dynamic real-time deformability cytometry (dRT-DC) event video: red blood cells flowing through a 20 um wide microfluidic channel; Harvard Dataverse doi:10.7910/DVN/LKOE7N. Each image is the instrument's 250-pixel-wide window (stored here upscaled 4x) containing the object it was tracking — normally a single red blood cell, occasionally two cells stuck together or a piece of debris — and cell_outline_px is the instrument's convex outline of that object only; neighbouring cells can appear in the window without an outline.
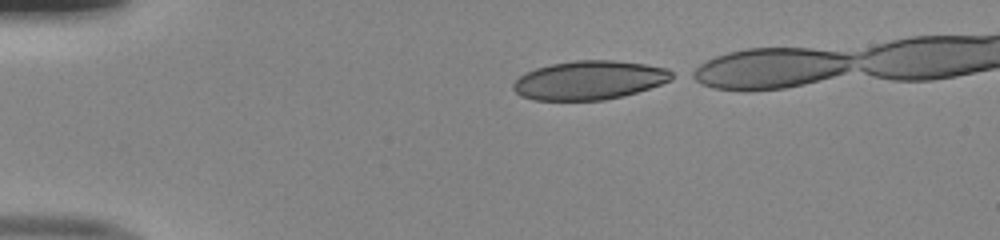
{"species": "human", "species_latin": "Homo sapiens", "temperature_condition": "room temperature", "stored_images_in_passage": 35, "camera_frame_rate_fps": 3000, "um_per_image_px": 0.085, "donor": {"sex": "male"}, "frame": {"image": 1, "passage_image": 1, "time_ms": 0.0, "image_size_px": [1000, 240], "cell_outline_px": [[680, 76], [672, 80], [624, 96], [604, 100], [536, 100], [520, 96], [512, 88], [512, 84], [524, 72], [536, 68], [552, 64], [576, 60], [616, 60], [644, 64], [668, 68], [676, 72]], "centroid_in_image_um": [50.14, 6.81], "position_along_channel_um": 34.9, "area_um2": 36.24}}
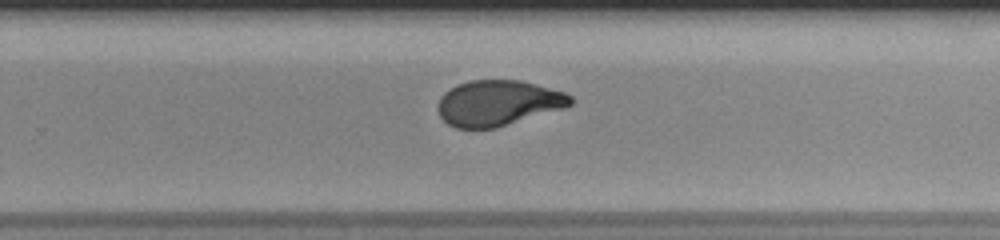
{"frame": {"image": 2, "passage_image": 24, "time_ms": 7.667, "image_size_px": [1000, 240], "cell_outline_px": [[572, 104], [564, 108], [496, 128], [456, 128], [448, 124], [440, 116], [436, 108], [440, 96], [444, 92], [456, 84], [468, 80], [520, 80], [536, 84], [564, 92], [572, 96]], "centroid_in_image_um": [42.3, 8.75], "position_along_channel_um": 287.5, "area_um2": 35.37}}
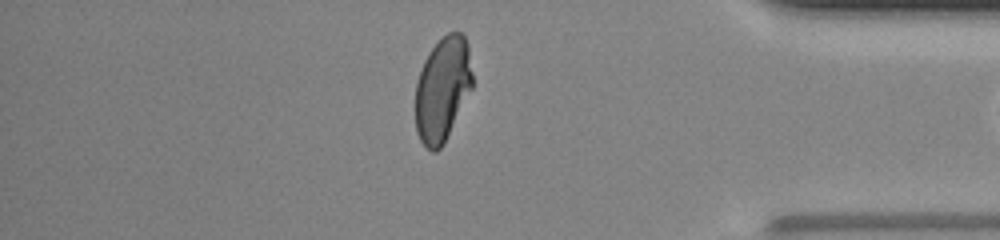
{"frame": {"image": 3, "passage_image": 34, "time_ms": 11.0, "image_size_px": [1000, 240], "cell_outline_px": [[472, 88], [444, 144], [436, 152], [432, 152], [420, 140], [416, 132], [416, 84], [424, 60], [428, 52], [448, 32], [460, 32], [464, 36], [468, 44], [472, 72]], "centroid_in_image_um": [37.62, 7.59], "position_along_channel_um": 397.6, "area_um2": 34.56}}